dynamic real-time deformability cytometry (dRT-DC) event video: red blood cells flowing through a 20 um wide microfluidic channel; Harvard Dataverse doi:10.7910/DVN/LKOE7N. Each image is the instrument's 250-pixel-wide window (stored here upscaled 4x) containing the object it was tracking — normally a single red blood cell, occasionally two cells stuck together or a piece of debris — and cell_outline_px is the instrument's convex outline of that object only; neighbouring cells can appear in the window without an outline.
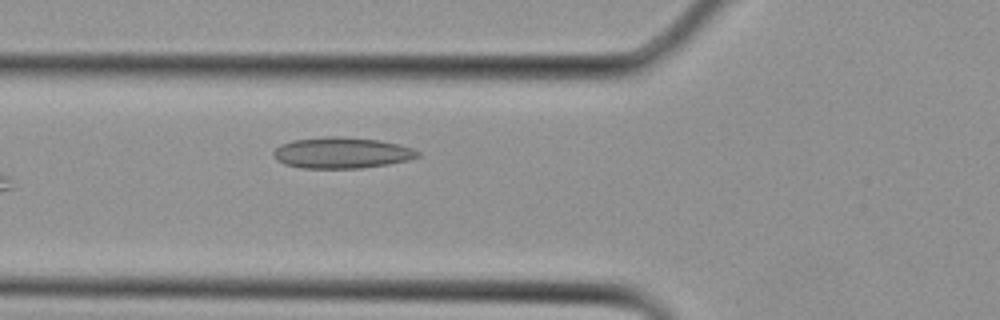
{"species": "Egyptian fruit bat (a non-hibernating species)", "species_latin": "Rousettus aegyptiacus", "temperature_condition": "cold", "stored_images_in_passage": 2, "camera_frame_rate_fps": 3000, "um_per_image_px": 0.085, "animal": {"sex": "female"}, "frame": {"image": 1, "passage_image": 2, "time_ms": 0.333, "image_size_px": [1000, 320], "cell_outline_px": [[420, 156], [408, 160], [388, 164], [360, 168], [300, 168], [284, 164], [276, 160], [272, 152], [280, 144], [292, 140], [324, 136], [340, 136], [380, 140], [400, 144], [412, 148], [420, 152]], "centroid_in_image_um": [29.03, 12.98], "position_along_channel_um": 96.8, "area_um2": 26.36}}